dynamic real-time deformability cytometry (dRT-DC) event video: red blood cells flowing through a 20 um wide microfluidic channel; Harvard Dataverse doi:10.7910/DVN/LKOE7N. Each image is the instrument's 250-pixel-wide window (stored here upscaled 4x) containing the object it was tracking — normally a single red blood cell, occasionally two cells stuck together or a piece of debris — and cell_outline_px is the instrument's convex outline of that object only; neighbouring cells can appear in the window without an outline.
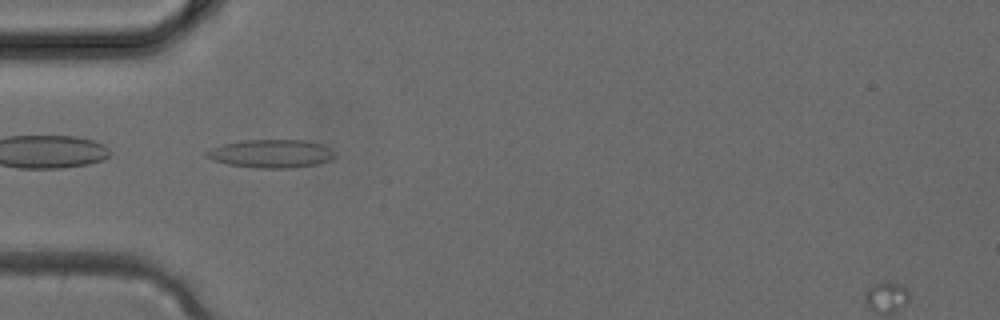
{"species": "common noctule bat (a hibernating species)", "species_latin": "Nyctalus noctula", "temperature_condition": "cold", "stored_images_in_passage": 2, "camera_frame_rate_fps": 3000, "um_per_image_px": 0.085, "animal": {"sex": "female", "body_mass_g": 24.6, "forearm_length_mm": 56.2}, "frame": {"image": 1, "passage_image": 2, "time_ms": 0.333, "image_size_px": [1000, 320], "cell_outline_px": [[336, 156], [332, 160], [316, 164], [288, 168], [256, 168], [228, 164], [212, 160], [204, 156], [204, 152], [212, 148], [224, 144], [244, 140], [304, 140], [324, 144], [332, 148], [336, 152]], "centroid_in_image_um": [23.09, 13.06], "position_along_channel_um": 61.9, "area_um2": 21.33}}